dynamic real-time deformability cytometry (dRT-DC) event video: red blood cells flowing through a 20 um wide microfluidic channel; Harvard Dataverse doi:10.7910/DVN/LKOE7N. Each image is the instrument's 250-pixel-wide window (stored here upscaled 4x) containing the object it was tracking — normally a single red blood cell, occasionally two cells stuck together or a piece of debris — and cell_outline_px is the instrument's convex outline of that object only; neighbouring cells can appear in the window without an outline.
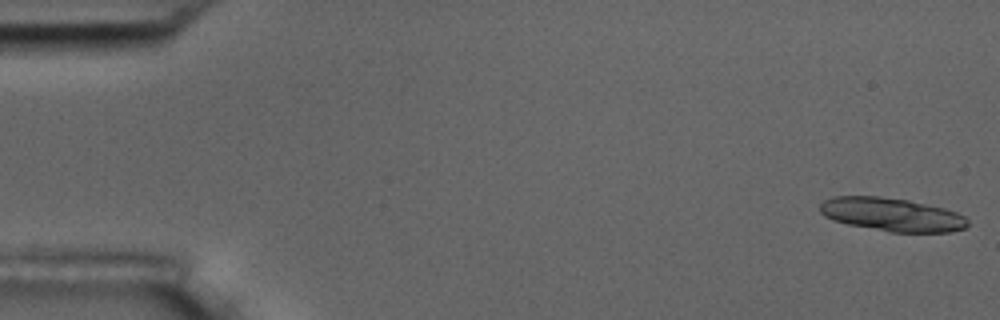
{"species": "common noctule bat (a hibernating species)", "species_latin": "Nyctalus noctula", "temperature_condition": "room temperature", "stored_images_in_passage": 20, "camera_frame_rate_fps": 3000, "um_per_image_px": 0.085, "animal": {"sex": "male", "body_mass_g": 17.5, "forearm_length_mm": 52.3}, "frame": {"image": 1, "passage_image": 1, "time_ms": 0.0, "image_size_px": [1000, 320], "cell_outline_px": [[968, 224], [964, 228], [952, 232], [892, 232], [848, 224], [832, 220], [824, 216], [820, 212], [820, 204], [824, 200], [832, 196], [880, 196], [908, 200], [944, 208], [956, 212], [964, 216], [968, 220]], "centroid_in_image_um": [75.79, 18.23], "position_along_channel_um": 9.2, "area_um2": 28.73}}